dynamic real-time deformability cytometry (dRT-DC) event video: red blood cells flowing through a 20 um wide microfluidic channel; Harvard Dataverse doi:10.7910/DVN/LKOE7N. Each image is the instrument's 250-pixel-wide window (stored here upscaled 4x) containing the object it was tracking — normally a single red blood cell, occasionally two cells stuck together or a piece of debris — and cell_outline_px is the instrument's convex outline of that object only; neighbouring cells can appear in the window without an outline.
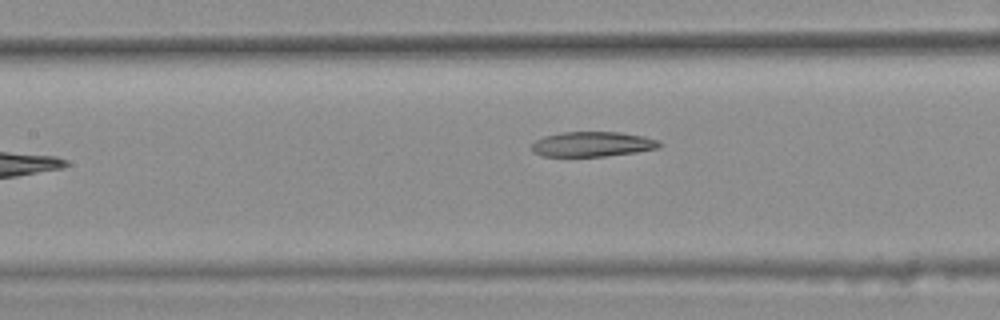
{"species": "common noctule bat (a hibernating species)", "species_latin": "Nyctalus noctula", "temperature_condition": "warm", "stored_images_in_passage": 7, "camera_frame_rate_fps": 3000, "um_per_image_px": 0.085, "animal": {"sex": "female", "body_mass_g": 25.1}, "frame": {"image": 1, "passage_image": 6, "time_ms": 1.667, "image_size_px": [1000, 320], "cell_outline_px": [[664, 144], [656, 148], [636, 152], [604, 156], [540, 156], [532, 152], [532, 144], [536, 140], [544, 136], [560, 132], [620, 132], [644, 136], [656, 140]], "centroid_in_image_um": [50.32, 12.25], "position_along_channel_um": 157.1, "area_um2": 18.55}}
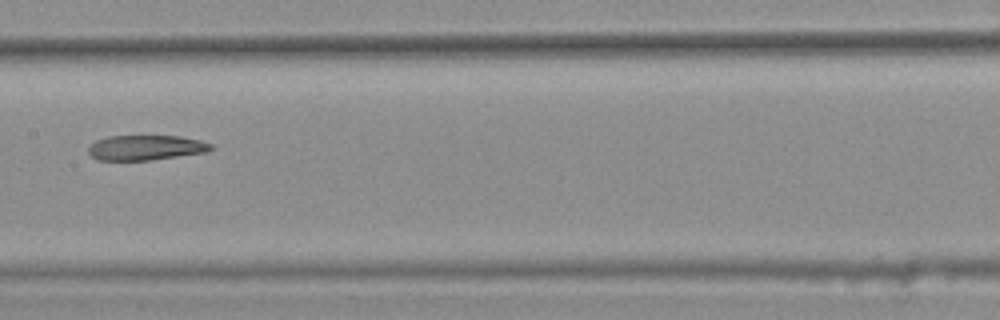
{"frame": {"image": 2, "passage_image": 7, "time_ms": 2.0, "image_size_px": [1000, 320], "cell_outline_px": [[216, 148], [208, 152], [152, 160], [96, 160], [88, 152], [88, 148], [96, 140], [108, 136], [180, 136], [200, 140], [212, 144]], "centroid_in_image_um": [12.44, 12.55], "position_along_channel_um": 195.0, "area_um2": 18.03}}